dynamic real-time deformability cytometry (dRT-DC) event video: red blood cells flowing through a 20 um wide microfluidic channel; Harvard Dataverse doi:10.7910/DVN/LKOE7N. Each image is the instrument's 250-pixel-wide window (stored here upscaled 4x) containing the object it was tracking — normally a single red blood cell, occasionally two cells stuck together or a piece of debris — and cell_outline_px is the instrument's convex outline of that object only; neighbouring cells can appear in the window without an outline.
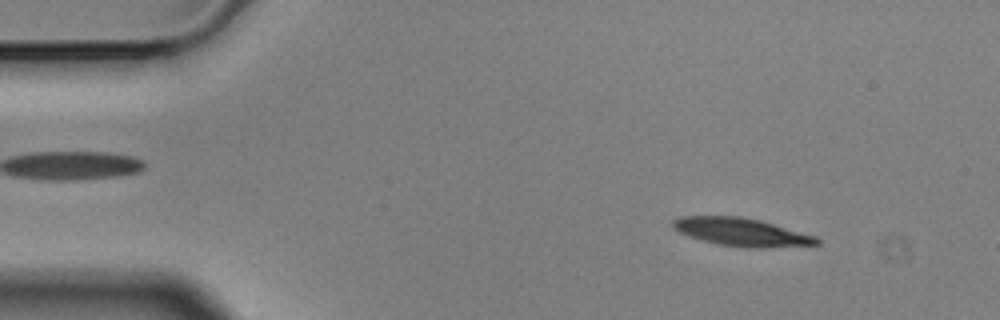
{"species": "Egyptian fruit bat (a non-hibernating species)", "species_latin": "Rousettus aegyptiacus", "temperature_condition": "cold", "stored_images_in_passage": 13, "camera_frame_rate_fps": 3000, "um_per_image_px": 0.085, "animal": {"sex": "male"}, "frame": {"image": 1, "passage_image": 6, "time_ms": 1.667, "image_size_px": [1000, 320], "cell_outline_px": [[820, 244], [768, 248], [744, 248], [716, 244], [688, 236], [672, 228], [672, 220], [684, 216], [740, 216], [760, 220], [816, 236], [820, 240]], "centroid_in_image_um": [63.03, 19.73], "position_along_channel_um": 22.0, "area_um2": 23.64}}